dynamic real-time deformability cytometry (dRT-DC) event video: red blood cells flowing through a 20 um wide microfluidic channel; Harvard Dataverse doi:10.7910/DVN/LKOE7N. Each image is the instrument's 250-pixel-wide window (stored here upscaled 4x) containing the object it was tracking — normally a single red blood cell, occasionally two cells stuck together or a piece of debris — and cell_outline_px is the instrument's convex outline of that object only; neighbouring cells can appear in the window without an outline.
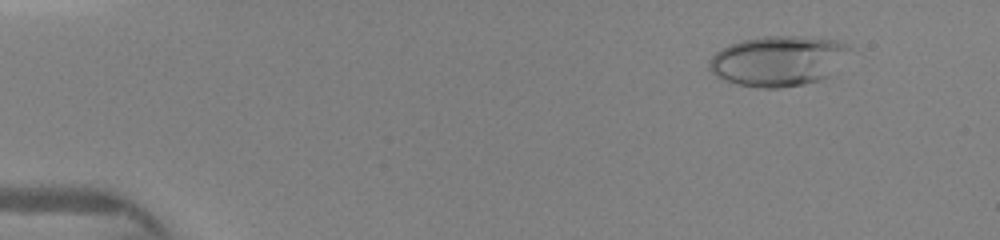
{"species": "human", "species_latin": "Homo sapiens", "temperature_condition": "warm", "stored_images_in_passage": 49, "camera_frame_rate_fps": 3000, "um_per_image_px": 0.085, "donor": {"sex": "female"}, "frame": {"image": 1, "passage_image": 1, "time_ms": 0.0, "image_size_px": [1000, 240], "cell_outline_px": [[848, 48], [828, 76], [820, 80], [804, 84], [780, 88], [760, 88], [740, 84], [724, 80], [716, 76], [708, 68], [708, 60], [716, 52], [728, 44], [740, 40], [764, 36], [800, 36], [836, 40], [844, 44]], "centroid_in_image_um": [66.03, 5.17], "position_along_channel_um": 19.0, "area_um2": 40.52}}
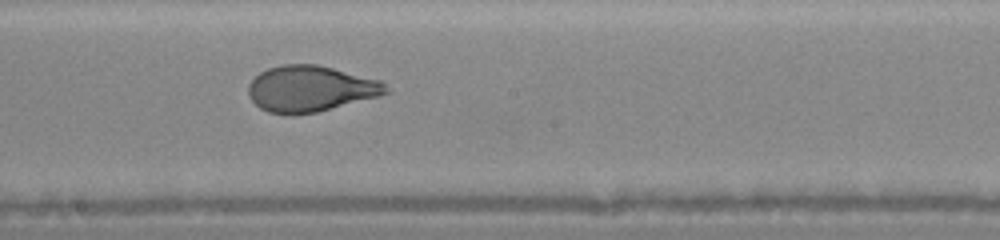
{"frame": {"image": 2, "passage_image": 22, "time_ms": 7.0, "image_size_px": [1000, 240], "cell_outline_px": [[392, 92], [380, 96], [316, 112], [292, 116], [268, 112], [260, 108], [248, 96], [248, 84], [260, 72], [268, 68], [280, 64], [316, 64], [380, 80]], "centroid_in_image_um": [26.37, 7.55], "position_along_channel_um": 221.8, "area_um2": 37.05}}
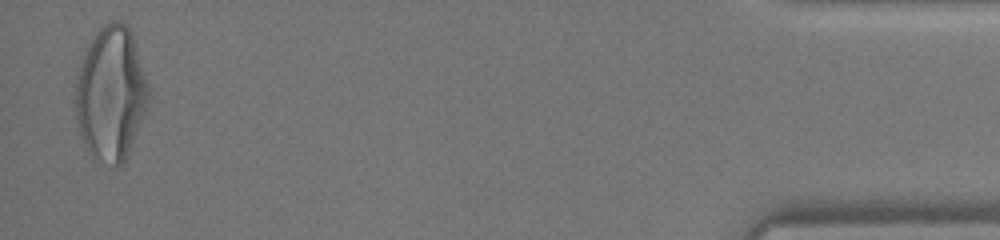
{"frame": {"image": 3, "passage_image": 47, "time_ms": 13.333, "image_size_px": [1000, 240], "cell_outline_px": [[148, 100], [128, 152], [124, 160], [120, 164], [116, 164], [92, 156], [88, 152], [80, 132], [76, 120], [72, 100], [84, 52], [88, 44], [96, 32], [104, 24], [112, 20], [120, 20], [128, 24], [132, 32], [148, 84]], "centroid_in_image_um": [9.39, 7.87], "position_along_channel_um": 425.8, "area_um2": 56.36}}